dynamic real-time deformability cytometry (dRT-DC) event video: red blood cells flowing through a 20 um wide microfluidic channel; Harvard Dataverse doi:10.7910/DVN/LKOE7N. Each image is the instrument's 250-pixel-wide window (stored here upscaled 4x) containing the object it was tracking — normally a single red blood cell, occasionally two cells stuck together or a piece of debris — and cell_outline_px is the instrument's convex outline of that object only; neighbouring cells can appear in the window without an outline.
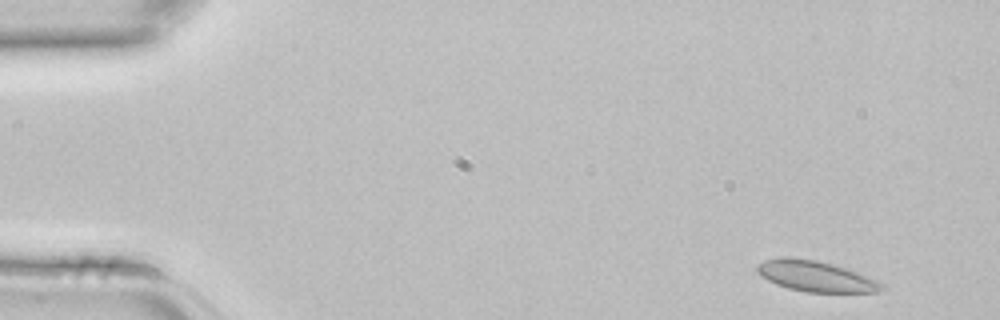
{"species": "common noctule bat (a hibernating species)", "species_latin": "Nyctalus noctula", "temperature_condition": "room temperature", "stored_images_in_passage": 5, "camera_frame_rate_fps": 3000, "um_per_image_px": 0.085, "animal": {"sex": "female", "body_mass_g": 22.7, "forearm_length_mm": 54.2}, "frame": {"image": 1, "passage_image": 1, "time_ms": 0.0, "image_size_px": [1000, 320], "cell_outline_px": [[884, 288], [876, 292], [808, 292], [788, 288], [776, 284], [760, 276], [756, 272], [756, 264], [764, 260], [780, 256], [792, 256], [816, 260], [832, 264], [868, 276], [884, 284]], "centroid_in_image_um": [69.26, 23.46], "position_along_channel_um": 15.7, "area_um2": 22.43}}
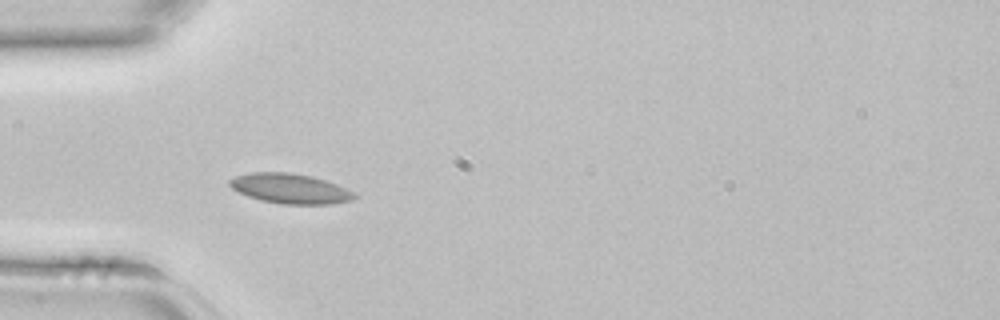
{"frame": {"image": 2, "passage_image": 4, "time_ms": 1.0, "image_size_px": [1000, 320], "cell_outline_px": [[356, 196], [352, 200], [332, 204], [284, 204], [260, 200], [248, 196], [232, 188], [228, 184], [228, 180], [236, 176], [252, 172], [288, 172], [312, 176], [336, 184], [352, 192]], "centroid_in_image_um": [24.63, 16.02], "position_along_channel_um": 60.4, "area_um2": 21.56}}